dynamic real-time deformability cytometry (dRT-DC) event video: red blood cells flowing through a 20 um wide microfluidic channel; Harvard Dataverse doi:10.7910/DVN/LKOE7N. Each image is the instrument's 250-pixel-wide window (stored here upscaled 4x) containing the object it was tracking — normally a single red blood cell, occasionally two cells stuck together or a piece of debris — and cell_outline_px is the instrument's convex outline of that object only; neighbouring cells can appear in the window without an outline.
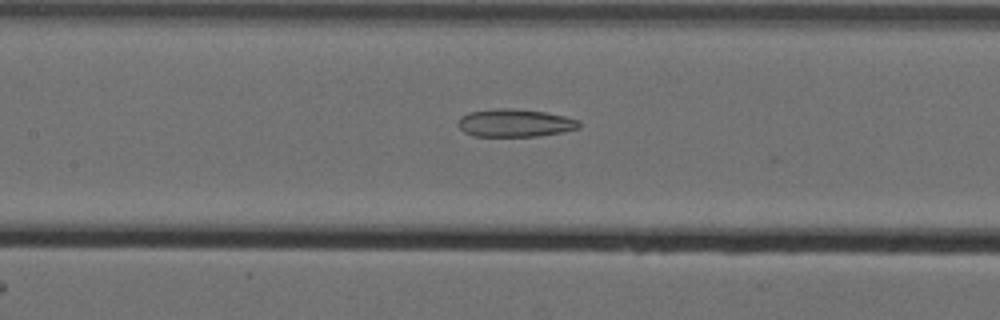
{"species": "Egyptian fruit bat (a non-hibernating species)", "species_latin": "Rousettus aegyptiacus", "temperature_condition": "cold", "stored_images_in_passage": 38, "camera_frame_rate_fps": 3000, "um_per_image_px": 0.085, "animal": {"sex": "female"}, "frame": {"image": 1, "passage_image": 10, "time_ms": 3.0, "image_size_px": [1000, 320], "cell_outline_px": [[580, 128], [564, 132], [536, 136], [472, 136], [464, 132], [456, 124], [460, 116], [468, 112], [496, 108], [512, 108], [544, 112], [564, 116], [580, 120]], "centroid_in_image_um": [43.75, 10.45], "position_along_channel_um": 163.7, "area_um2": 19.83}}
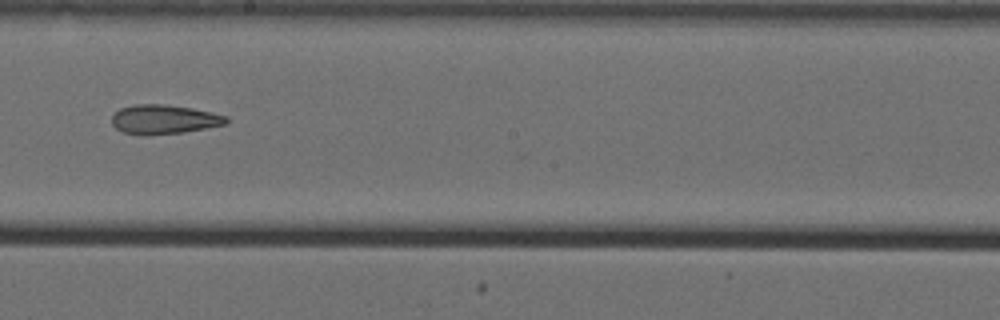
{"frame": {"image": 2, "passage_image": 16, "time_ms": 5.0, "image_size_px": [1000, 320], "cell_outline_px": [[228, 124], [184, 132], [144, 136], [140, 136], [124, 132], [116, 128], [112, 124], [112, 116], [120, 108], [136, 104], [164, 104], [192, 108], [212, 112], [228, 116]], "centroid_in_image_um": [13.95, 10.15], "position_along_channel_um": 234.2, "area_um2": 19.71}}
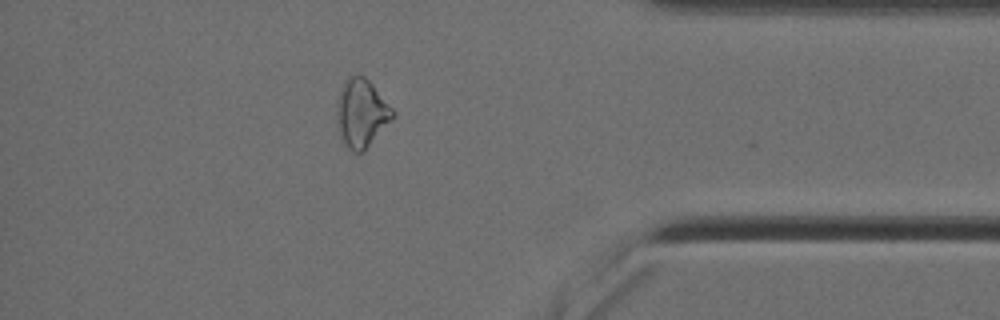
{"frame": {"image": 3, "passage_image": 32, "time_ms": 10.333, "image_size_px": [1000, 320], "cell_outline_px": [[396, 116], [364, 152], [352, 152], [348, 148], [340, 136], [336, 120], [336, 100], [348, 76], [364, 76], [372, 84], [396, 112]], "centroid_in_image_um": [30.73, 9.65], "position_along_channel_um": 404.5, "area_um2": 22.37}}